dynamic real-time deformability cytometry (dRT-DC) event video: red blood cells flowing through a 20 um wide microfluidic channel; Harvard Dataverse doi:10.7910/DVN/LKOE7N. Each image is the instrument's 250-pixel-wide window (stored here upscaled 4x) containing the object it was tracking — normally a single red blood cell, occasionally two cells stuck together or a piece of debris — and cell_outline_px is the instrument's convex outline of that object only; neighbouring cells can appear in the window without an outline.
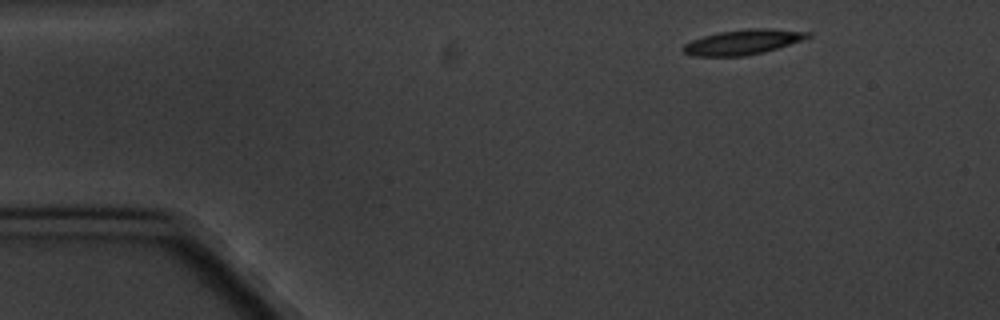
{"species": "common noctule bat (a hibernating species)", "species_latin": "Nyctalus noctula", "temperature_condition": "cold", "stored_images_in_passage": 4, "segment_of_instrument_passage": [1, 2], "camera_frame_rate_fps": 3000, "um_per_image_px": 0.085, "animal": {"sex": "male", "body_mass_g": 20.1, "forearm_length_mm": 53.5}, "frame": {"image": 1, "passage_image": 1, "time_ms": 0.0, "image_size_px": [1000, 320], "cell_outline_px": [[812, 36], [764, 52], [744, 56], [692, 56], [684, 52], [680, 48], [684, 44], [692, 40], [704, 36], [720, 32], [748, 28], [768, 28], [812, 32]], "centroid_in_image_um": [63.12, 3.57], "position_along_channel_um": 21.9, "area_um2": 18.03}}